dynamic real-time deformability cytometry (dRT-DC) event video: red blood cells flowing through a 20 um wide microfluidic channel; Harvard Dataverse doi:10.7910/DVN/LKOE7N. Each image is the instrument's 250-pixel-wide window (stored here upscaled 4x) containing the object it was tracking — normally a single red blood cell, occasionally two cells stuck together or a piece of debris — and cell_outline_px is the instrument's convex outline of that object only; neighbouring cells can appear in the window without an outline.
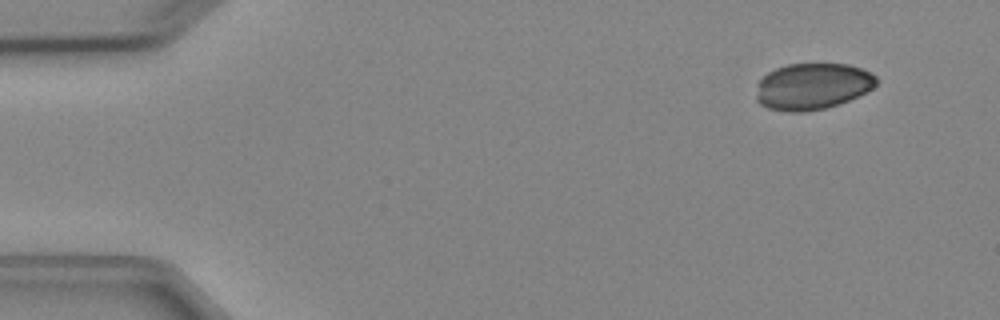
{"species": "Egyptian fruit bat (a non-hibernating species)", "species_latin": "Rousettus aegyptiacus", "temperature_condition": "cold", "stored_images_in_passage": 4, "camera_frame_rate_fps": 3000, "um_per_image_px": 0.085, "animal": {"sex": "female"}, "frame": {"image": 1, "passage_image": 1, "time_ms": 0.0, "image_size_px": [1000, 320], "cell_outline_px": [[876, 84], [872, 88], [848, 100], [824, 108], [804, 112], [788, 112], [768, 108], [760, 104], [756, 100], [756, 84], [768, 72], [776, 68], [788, 64], [848, 64], [860, 68], [876, 76]], "centroid_in_image_um": [69.0, 7.34], "position_along_channel_um": 16.0, "area_um2": 32.31}}
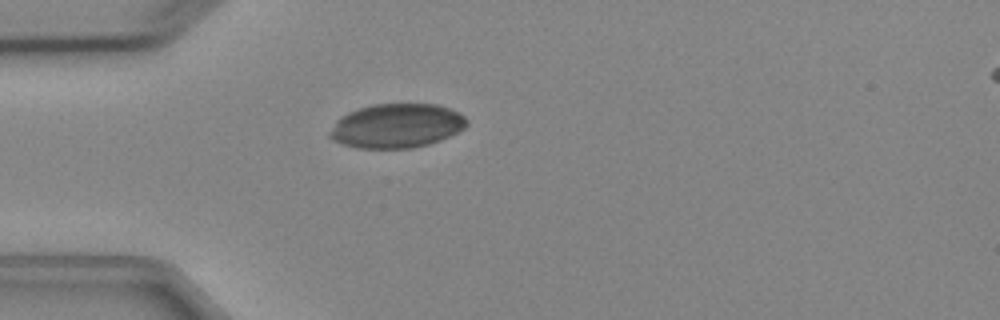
{"frame": {"image": 2, "passage_image": 4, "time_ms": 3.333, "image_size_px": [1000, 320], "cell_outline_px": [[468, 124], [464, 128], [440, 140], [428, 144], [412, 148], [356, 148], [332, 140], [328, 136], [328, 132], [336, 120], [340, 116], [348, 112], [372, 104], [436, 104], [448, 108], [464, 116], [468, 120]], "centroid_in_image_um": [33.67, 10.69], "position_along_channel_um": 51.3, "area_um2": 35.26}}